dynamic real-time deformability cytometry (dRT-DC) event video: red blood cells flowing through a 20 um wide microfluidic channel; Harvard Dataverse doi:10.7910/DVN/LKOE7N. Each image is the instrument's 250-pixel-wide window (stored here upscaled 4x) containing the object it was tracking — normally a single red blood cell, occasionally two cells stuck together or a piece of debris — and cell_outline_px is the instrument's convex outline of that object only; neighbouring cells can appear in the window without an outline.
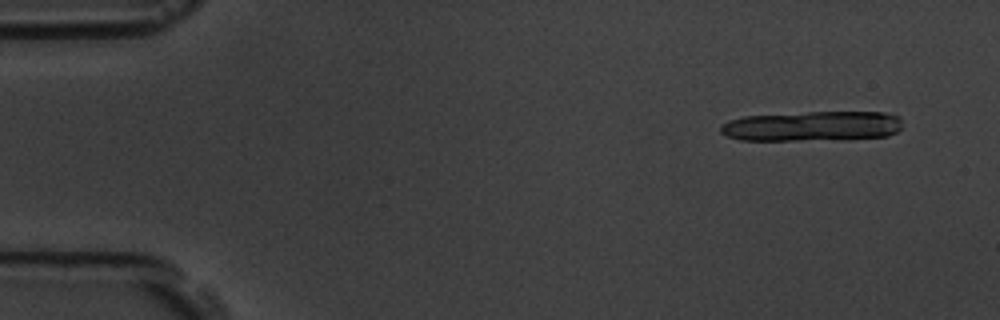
{"species": "common noctule bat (a hibernating species)", "species_latin": "Nyctalus noctula", "temperature_condition": "room temperature", "stored_images_in_passage": 7, "camera_frame_rate_fps": 3000, "um_per_image_px": 0.085, "animal": {"sex": "male", "body_mass_g": 19.5, "forearm_length_mm": 54.6}, "frame": {"image": 1, "passage_image": 2, "time_ms": 1.0, "image_size_px": [1000, 320], "cell_outline_px": [[900, 128], [896, 132], [888, 136], [796, 140], [740, 140], [728, 136], [720, 132], [720, 124], [728, 120], [744, 116], [808, 112], [884, 112], [900, 116]], "centroid_in_image_um": [68.99, 10.71], "position_along_channel_um": 16.0, "area_um2": 31.5}}